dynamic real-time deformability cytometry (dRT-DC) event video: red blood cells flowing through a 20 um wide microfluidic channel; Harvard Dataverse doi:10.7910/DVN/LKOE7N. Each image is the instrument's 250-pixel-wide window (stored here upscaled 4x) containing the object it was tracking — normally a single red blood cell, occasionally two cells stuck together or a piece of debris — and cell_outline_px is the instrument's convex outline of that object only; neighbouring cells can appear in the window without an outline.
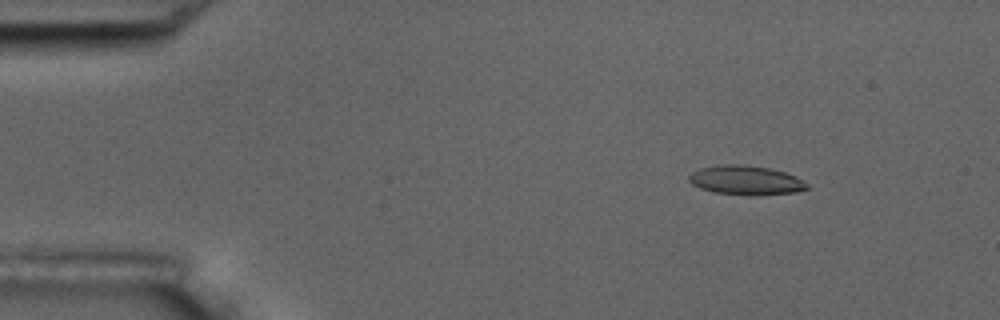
{"species": "common noctule bat (a hibernating species)", "species_latin": "Nyctalus noctula", "temperature_condition": "room temperature", "stored_images_in_passage": 2, "camera_frame_rate_fps": 3000, "um_per_image_px": 0.085, "animal": {"sex": "male", "body_mass_g": 17.5, "forearm_length_mm": 52.3}, "frame": {"image": 1, "passage_image": 1, "time_ms": 0.0, "image_size_px": [1000, 320], "cell_outline_px": [[808, 188], [796, 192], [760, 196], [752, 196], [712, 192], [700, 188], [692, 184], [688, 180], [688, 176], [692, 172], [700, 168], [720, 164], [744, 164], [768, 168], [784, 172], [796, 176], [808, 184]], "centroid_in_image_um": [63.38, 15.33], "position_along_channel_um": 21.6, "area_um2": 20.4}}